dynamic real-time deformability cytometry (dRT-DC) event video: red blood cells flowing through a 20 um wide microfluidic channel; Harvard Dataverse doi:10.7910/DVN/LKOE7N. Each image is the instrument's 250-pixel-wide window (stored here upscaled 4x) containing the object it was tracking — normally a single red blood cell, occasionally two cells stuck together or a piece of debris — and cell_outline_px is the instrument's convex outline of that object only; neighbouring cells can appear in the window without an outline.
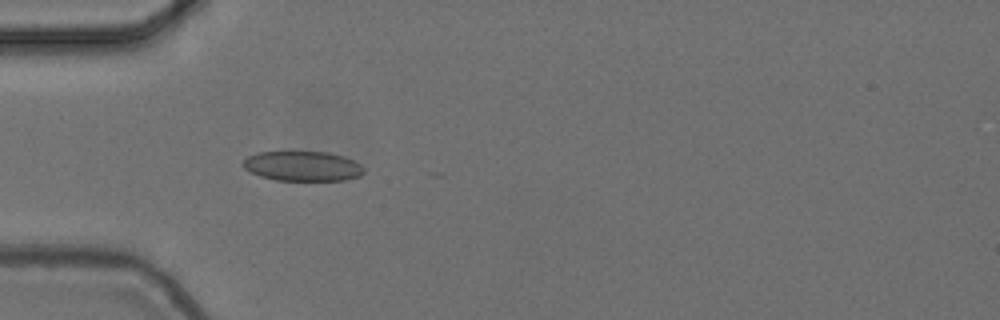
{"species": "common noctule bat (a hibernating species)", "species_latin": "Nyctalus noctula", "temperature_condition": "cold", "stored_images_in_passage": 7, "camera_frame_rate_fps": 3000, "um_per_image_px": 0.085, "animal": {"sex": "female", "body_mass_g": 24.6, "forearm_length_mm": 56.2}, "frame": {"image": 1, "passage_image": 2, "time_ms": 0.333, "image_size_px": [1000, 320], "cell_outline_px": [[364, 172], [360, 176], [344, 180], [276, 180], [260, 176], [244, 168], [240, 164], [248, 156], [256, 152], [328, 152], [344, 156], [360, 164], [364, 168]], "centroid_in_image_um": [25.71, 14.11], "position_along_channel_um": 59.3, "area_um2": 20.98}}
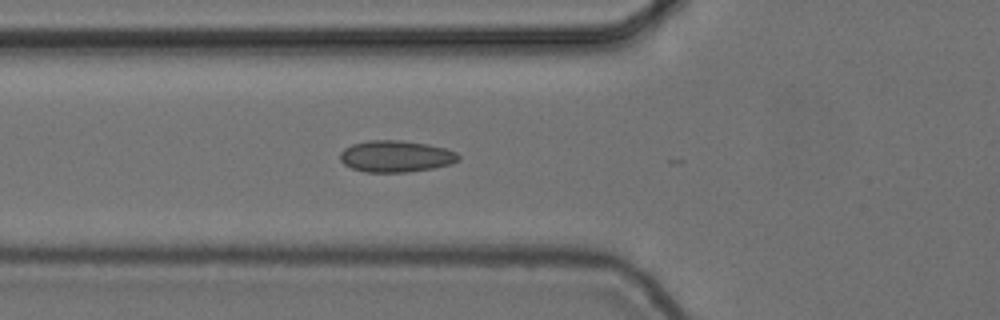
{"frame": {"image": 2, "passage_image": 5, "time_ms": 1.333, "image_size_px": [1000, 320], "cell_outline_px": [[460, 160], [452, 164], [432, 168], [408, 172], [364, 172], [352, 168], [344, 164], [340, 160], [340, 152], [344, 148], [352, 144], [368, 140], [400, 140], [428, 144], [444, 148], [456, 152], [460, 156]], "centroid_in_image_um": [33.65, 13.28], "position_along_channel_um": 92.2, "area_um2": 21.91}}